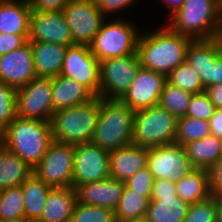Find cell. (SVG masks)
Here are the masks:
<instances>
[{"label": "cell", "mask_w": 222, "mask_h": 222, "mask_svg": "<svg viewBox=\"0 0 222 222\" xmlns=\"http://www.w3.org/2000/svg\"><path fill=\"white\" fill-rule=\"evenodd\" d=\"M192 40L173 32L166 24L158 30L140 33L136 51L141 67L168 76L185 62L186 50Z\"/></svg>", "instance_id": "6da1fadb"}, {"label": "cell", "mask_w": 222, "mask_h": 222, "mask_svg": "<svg viewBox=\"0 0 222 222\" xmlns=\"http://www.w3.org/2000/svg\"><path fill=\"white\" fill-rule=\"evenodd\" d=\"M50 122L16 116L0 132V143L34 169L52 142Z\"/></svg>", "instance_id": "7a4b0ae2"}, {"label": "cell", "mask_w": 222, "mask_h": 222, "mask_svg": "<svg viewBox=\"0 0 222 222\" xmlns=\"http://www.w3.org/2000/svg\"><path fill=\"white\" fill-rule=\"evenodd\" d=\"M134 113L120 99L100 97V113L91 143L108 152L132 144Z\"/></svg>", "instance_id": "3957f363"}, {"label": "cell", "mask_w": 222, "mask_h": 222, "mask_svg": "<svg viewBox=\"0 0 222 222\" xmlns=\"http://www.w3.org/2000/svg\"><path fill=\"white\" fill-rule=\"evenodd\" d=\"M99 113V96L89 102L55 111L50 121L52 140L73 146L91 142Z\"/></svg>", "instance_id": "277c9868"}, {"label": "cell", "mask_w": 222, "mask_h": 222, "mask_svg": "<svg viewBox=\"0 0 222 222\" xmlns=\"http://www.w3.org/2000/svg\"><path fill=\"white\" fill-rule=\"evenodd\" d=\"M166 25L175 33L193 40L222 36V21L216 9V0H184Z\"/></svg>", "instance_id": "5b68a950"}, {"label": "cell", "mask_w": 222, "mask_h": 222, "mask_svg": "<svg viewBox=\"0 0 222 222\" xmlns=\"http://www.w3.org/2000/svg\"><path fill=\"white\" fill-rule=\"evenodd\" d=\"M177 118L159 104L135 111L132 143L156 147L175 143Z\"/></svg>", "instance_id": "8992f818"}, {"label": "cell", "mask_w": 222, "mask_h": 222, "mask_svg": "<svg viewBox=\"0 0 222 222\" xmlns=\"http://www.w3.org/2000/svg\"><path fill=\"white\" fill-rule=\"evenodd\" d=\"M140 32L132 21L121 18L104 20L93 42L89 45L91 53L100 62L105 59L130 55L136 52Z\"/></svg>", "instance_id": "52a82bcc"}, {"label": "cell", "mask_w": 222, "mask_h": 222, "mask_svg": "<svg viewBox=\"0 0 222 222\" xmlns=\"http://www.w3.org/2000/svg\"><path fill=\"white\" fill-rule=\"evenodd\" d=\"M140 67L137 51L100 61L99 97L120 99L134 81Z\"/></svg>", "instance_id": "ba28073f"}, {"label": "cell", "mask_w": 222, "mask_h": 222, "mask_svg": "<svg viewBox=\"0 0 222 222\" xmlns=\"http://www.w3.org/2000/svg\"><path fill=\"white\" fill-rule=\"evenodd\" d=\"M16 109L19 117L50 122L55 112L52 105V78L36 77L17 89Z\"/></svg>", "instance_id": "9c48e42d"}, {"label": "cell", "mask_w": 222, "mask_h": 222, "mask_svg": "<svg viewBox=\"0 0 222 222\" xmlns=\"http://www.w3.org/2000/svg\"><path fill=\"white\" fill-rule=\"evenodd\" d=\"M74 146L52 141L33 173L51 187H72Z\"/></svg>", "instance_id": "30bf717a"}, {"label": "cell", "mask_w": 222, "mask_h": 222, "mask_svg": "<svg viewBox=\"0 0 222 222\" xmlns=\"http://www.w3.org/2000/svg\"><path fill=\"white\" fill-rule=\"evenodd\" d=\"M63 14L70 29L73 44L90 45L106 16L97 8L95 0H70Z\"/></svg>", "instance_id": "8fae6325"}, {"label": "cell", "mask_w": 222, "mask_h": 222, "mask_svg": "<svg viewBox=\"0 0 222 222\" xmlns=\"http://www.w3.org/2000/svg\"><path fill=\"white\" fill-rule=\"evenodd\" d=\"M61 75L83 84L95 96H99L100 62L84 44L67 46Z\"/></svg>", "instance_id": "7c38bea8"}, {"label": "cell", "mask_w": 222, "mask_h": 222, "mask_svg": "<svg viewBox=\"0 0 222 222\" xmlns=\"http://www.w3.org/2000/svg\"><path fill=\"white\" fill-rule=\"evenodd\" d=\"M155 180H180L195 169L181 144L171 143L148 148V164Z\"/></svg>", "instance_id": "4fadbf2b"}, {"label": "cell", "mask_w": 222, "mask_h": 222, "mask_svg": "<svg viewBox=\"0 0 222 222\" xmlns=\"http://www.w3.org/2000/svg\"><path fill=\"white\" fill-rule=\"evenodd\" d=\"M110 177L109 152L91 142L74 146L72 187Z\"/></svg>", "instance_id": "5bb4252c"}, {"label": "cell", "mask_w": 222, "mask_h": 222, "mask_svg": "<svg viewBox=\"0 0 222 222\" xmlns=\"http://www.w3.org/2000/svg\"><path fill=\"white\" fill-rule=\"evenodd\" d=\"M166 82V75L140 67L120 100L134 111L157 105Z\"/></svg>", "instance_id": "9a60e30c"}, {"label": "cell", "mask_w": 222, "mask_h": 222, "mask_svg": "<svg viewBox=\"0 0 222 222\" xmlns=\"http://www.w3.org/2000/svg\"><path fill=\"white\" fill-rule=\"evenodd\" d=\"M28 41L48 42L66 47L73 45L70 29L63 11H32Z\"/></svg>", "instance_id": "2e32d148"}, {"label": "cell", "mask_w": 222, "mask_h": 222, "mask_svg": "<svg viewBox=\"0 0 222 222\" xmlns=\"http://www.w3.org/2000/svg\"><path fill=\"white\" fill-rule=\"evenodd\" d=\"M36 78L31 44L0 56V80L17 90Z\"/></svg>", "instance_id": "e0dca14e"}, {"label": "cell", "mask_w": 222, "mask_h": 222, "mask_svg": "<svg viewBox=\"0 0 222 222\" xmlns=\"http://www.w3.org/2000/svg\"><path fill=\"white\" fill-rule=\"evenodd\" d=\"M221 50L222 36L192 40L187 47L185 61L197 72L205 89L214 85V67Z\"/></svg>", "instance_id": "ac0fdd59"}, {"label": "cell", "mask_w": 222, "mask_h": 222, "mask_svg": "<svg viewBox=\"0 0 222 222\" xmlns=\"http://www.w3.org/2000/svg\"><path fill=\"white\" fill-rule=\"evenodd\" d=\"M125 183L114 178L90 182L78 186L77 202L85 205L105 207L115 211L122 197Z\"/></svg>", "instance_id": "d6986e66"}, {"label": "cell", "mask_w": 222, "mask_h": 222, "mask_svg": "<svg viewBox=\"0 0 222 222\" xmlns=\"http://www.w3.org/2000/svg\"><path fill=\"white\" fill-rule=\"evenodd\" d=\"M148 164V148L130 144L109 152L110 178L125 182Z\"/></svg>", "instance_id": "ffe728a7"}, {"label": "cell", "mask_w": 222, "mask_h": 222, "mask_svg": "<svg viewBox=\"0 0 222 222\" xmlns=\"http://www.w3.org/2000/svg\"><path fill=\"white\" fill-rule=\"evenodd\" d=\"M95 95L83 84L61 74L52 78V105L54 111L89 102Z\"/></svg>", "instance_id": "44dd1931"}, {"label": "cell", "mask_w": 222, "mask_h": 222, "mask_svg": "<svg viewBox=\"0 0 222 222\" xmlns=\"http://www.w3.org/2000/svg\"><path fill=\"white\" fill-rule=\"evenodd\" d=\"M33 63L38 78H54L59 75L67 47L48 42H30Z\"/></svg>", "instance_id": "7402d4cb"}, {"label": "cell", "mask_w": 222, "mask_h": 222, "mask_svg": "<svg viewBox=\"0 0 222 222\" xmlns=\"http://www.w3.org/2000/svg\"><path fill=\"white\" fill-rule=\"evenodd\" d=\"M29 0H0V33L29 35Z\"/></svg>", "instance_id": "603a6c76"}, {"label": "cell", "mask_w": 222, "mask_h": 222, "mask_svg": "<svg viewBox=\"0 0 222 222\" xmlns=\"http://www.w3.org/2000/svg\"><path fill=\"white\" fill-rule=\"evenodd\" d=\"M76 202L77 195L73 187L52 188L37 222H70Z\"/></svg>", "instance_id": "cb8c5ba5"}, {"label": "cell", "mask_w": 222, "mask_h": 222, "mask_svg": "<svg viewBox=\"0 0 222 222\" xmlns=\"http://www.w3.org/2000/svg\"><path fill=\"white\" fill-rule=\"evenodd\" d=\"M189 204L178 195L151 197L144 220L146 222H182Z\"/></svg>", "instance_id": "d4e9b609"}, {"label": "cell", "mask_w": 222, "mask_h": 222, "mask_svg": "<svg viewBox=\"0 0 222 222\" xmlns=\"http://www.w3.org/2000/svg\"><path fill=\"white\" fill-rule=\"evenodd\" d=\"M194 168L208 170L222 156V139L215 135L183 145Z\"/></svg>", "instance_id": "484cf974"}, {"label": "cell", "mask_w": 222, "mask_h": 222, "mask_svg": "<svg viewBox=\"0 0 222 222\" xmlns=\"http://www.w3.org/2000/svg\"><path fill=\"white\" fill-rule=\"evenodd\" d=\"M33 169L0 143V191L21 186Z\"/></svg>", "instance_id": "4316f807"}, {"label": "cell", "mask_w": 222, "mask_h": 222, "mask_svg": "<svg viewBox=\"0 0 222 222\" xmlns=\"http://www.w3.org/2000/svg\"><path fill=\"white\" fill-rule=\"evenodd\" d=\"M24 196L25 218L37 222L43 213L45 202L53 188L32 173L21 185Z\"/></svg>", "instance_id": "83f0119b"}, {"label": "cell", "mask_w": 222, "mask_h": 222, "mask_svg": "<svg viewBox=\"0 0 222 222\" xmlns=\"http://www.w3.org/2000/svg\"><path fill=\"white\" fill-rule=\"evenodd\" d=\"M177 195L189 205L207 200L210 195L208 171L193 169L180 180L175 181Z\"/></svg>", "instance_id": "f1b7e54d"}, {"label": "cell", "mask_w": 222, "mask_h": 222, "mask_svg": "<svg viewBox=\"0 0 222 222\" xmlns=\"http://www.w3.org/2000/svg\"><path fill=\"white\" fill-rule=\"evenodd\" d=\"M149 201L147 197L125 186L119 205L115 209L116 221L124 222L144 219Z\"/></svg>", "instance_id": "f546056e"}, {"label": "cell", "mask_w": 222, "mask_h": 222, "mask_svg": "<svg viewBox=\"0 0 222 222\" xmlns=\"http://www.w3.org/2000/svg\"><path fill=\"white\" fill-rule=\"evenodd\" d=\"M191 96V93L173 86L167 81L158 104L178 119L186 116Z\"/></svg>", "instance_id": "4dcf8cb0"}, {"label": "cell", "mask_w": 222, "mask_h": 222, "mask_svg": "<svg viewBox=\"0 0 222 222\" xmlns=\"http://www.w3.org/2000/svg\"><path fill=\"white\" fill-rule=\"evenodd\" d=\"M209 135H211V131L208 120H199L189 116L177 119L175 143L183 146Z\"/></svg>", "instance_id": "1f68e13d"}, {"label": "cell", "mask_w": 222, "mask_h": 222, "mask_svg": "<svg viewBox=\"0 0 222 222\" xmlns=\"http://www.w3.org/2000/svg\"><path fill=\"white\" fill-rule=\"evenodd\" d=\"M25 218L22 187H11L0 191V220Z\"/></svg>", "instance_id": "d6a6232c"}, {"label": "cell", "mask_w": 222, "mask_h": 222, "mask_svg": "<svg viewBox=\"0 0 222 222\" xmlns=\"http://www.w3.org/2000/svg\"><path fill=\"white\" fill-rule=\"evenodd\" d=\"M167 81L173 86L191 94L205 91L197 72L185 61L175 68L168 76Z\"/></svg>", "instance_id": "836d02e7"}, {"label": "cell", "mask_w": 222, "mask_h": 222, "mask_svg": "<svg viewBox=\"0 0 222 222\" xmlns=\"http://www.w3.org/2000/svg\"><path fill=\"white\" fill-rule=\"evenodd\" d=\"M70 222H117L115 211L76 202Z\"/></svg>", "instance_id": "e575fe53"}, {"label": "cell", "mask_w": 222, "mask_h": 222, "mask_svg": "<svg viewBox=\"0 0 222 222\" xmlns=\"http://www.w3.org/2000/svg\"><path fill=\"white\" fill-rule=\"evenodd\" d=\"M16 116V90L0 80V132Z\"/></svg>", "instance_id": "d590c367"}, {"label": "cell", "mask_w": 222, "mask_h": 222, "mask_svg": "<svg viewBox=\"0 0 222 222\" xmlns=\"http://www.w3.org/2000/svg\"><path fill=\"white\" fill-rule=\"evenodd\" d=\"M182 222H216V197L190 204Z\"/></svg>", "instance_id": "8d00e7d4"}, {"label": "cell", "mask_w": 222, "mask_h": 222, "mask_svg": "<svg viewBox=\"0 0 222 222\" xmlns=\"http://www.w3.org/2000/svg\"><path fill=\"white\" fill-rule=\"evenodd\" d=\"M215 110L216 107L211 103L208 94L204 91L192 94L186 116L209 121Z\"/></svg>", "instance_id": "74e56055"}, {"label": "cell", "mask_w": 222, "mask_h": 222, "mask_svg": "<svg viewBox=\"0 0 222 222\" xmlns=\"http://www.w3.org/2000/svg\"><path fill=\"white\" fill-rule=\"evenodd\" d=\"M154 177L148 167L137 171L131 178L125 181V186L138 194L151 199Z\"/></svg>", "instance_id": "f35d334b"}, {"label": "cell", "mask_w": 222, "mask_h": 222, "mask_svg": "<svg viewBox=\"0 0 222 222\" xmlns=\"http://www.w3.org/2000/svg\"><path fill=\"white\" fill-rule=\"evenodd\" d=\"M29 35L0 33V56L26 45Z\"/></svg>", "instance_id": "ab89813d"}, {"label": "cell", "mask_w": 222, "mask_h": 222, "mask_svg": "<svg viewBox=\"0 0 222 222\" xmlns=\"http://www.w3.org/2000/svg\"><path fill=\"white\" fill-rule=\"evenodd\" d=\"M211 196L222 195V156L207 170Z\"/></svg>", "instance_id": "60d3db41"}, {"label": "cell", "mask_w": 222, "mask_h": 222, "mask_svg": "<svg viewBox=\"0 0 222 222\" xmlns=\"http://www.w3.org/2000/svg\"><path fill=\"white\" fill-rule=\"evenodd\" d=\"M136 0H95L97 8L105 16L132 6ZM109 13V14H108Z\"/></svg>", "instance_id": "b9f144b4"}, {"label": "cell", "mask_w": 222, "mask_h": 222, "mask_svg": "<svg viewBox=\"0 0 222 222\" xmlns=\"http://www.w3.org/2000/svg\"><path fill=\"white\" fill-rule=\"evenodd\" d=\"M70 0H29L32 11L56 12L63 11Z\"/></svg>", "instance_id": "7bdbcfd3"}, {"label": "cell", "mask_w": 222, "mask_h": 222, "mask_svg": "<svg viewBox=\"0 0 222 222\" xmlns=\"http://www.w3.org/2000/svg\"><path fill=\"white\" fill-rule=\"evenodd\" d=\"M177 195L175 181L158 179L154 181L151 197H167Z\"/></svg>", "instance_id": "ee69618b"}, {"label": "cell", "mask_w": 222, "mask_h": 222, "mask_svg": "<svg viewBox=\"0 0 222 222\" xmlns=\"http://www.w3.org/2000/svg\"><path fill=\"white\" fill-rule=\"evenodd\" d=\"M209 126L211 135L222 139V108H216L214 115L210 118Z\"/></svg>", "instance_id": "f6af8a7d"}, {"label": "cell", "mask_w": 222, "mask_h": 222, "mask_svg": "<svg viewBox=\"0 0 222 222\" xmlns=\"http://www.w3.org/2000/svg\"><path fill=\"white\" fill-rule=\"evenodd\" d=\"M205 92L216 108H222V84L210 85L205 89Z\"/></svg>", "instance_id": "bcb514c9"}, {"label": "cell", "mask_w": 222, "mask_h": 222, "mask_svg": "<svg viewBox=\"0 0 222 222\" xmlns=\"http://www.w3.org/2000/svg\"><path fill=\"white\" fill-rule=\"evenodd\" d=\"M222 84V50L217 54V64L214 67V85Z\"/></svg>", "instance_id": "7dc6e473"}, {"label": "cell", "mask_w": 222, "mask_h": 222, "mask_svg": "<svg viewBox=\"0 0 222 222\" xmlns=\"http://www.w3.org/2000/svg\"><path fill=\"white\" fill-rule=\"evenodd\" d=\"M170 9L168 18L184 5V0H161Z\"/></svg>", "instance_id": "c3c4849f"}, {"label": "cell", "mask_w": 222, "mask_h": 222, "mask_svg": "<svg viewBox=\"0 0 222 222\" xmlns=\"http://www.w3.org/2000/svg\"><path fill=\"white\" fill-rule=\"evenodd\" d=\"M216 222H222V195L216 197Z\"/></svg>", "instance_id": "681fc988"}, {"label": "cell", "mask_w": 222, "mask_h": 222, "mask_svg": "<svg viewBox=\"0 0 222 222\" xmlns=\"http://www.w3.org/2000/svg\"><path fill=\"white\" fill-rule=\"evenodd\" d=\"M216 9L222 21V0H216Z\"/></svg>", "instance_id": "f907efd6"}, {"label": "cell", "mask_w": 222, "mask_h": 222, "mask_svg": "<svg viewBox=\"0 0 222 222\" xmlns=\"http://www.w3.org/2000/svg\"><path fill=\"white\" fill-rule=\"evenodd\" d=\"M0 222H32V221H29L26 218H20V219H12V220H0Z\"/></svg>", "instance_id": "816d5d0a"}, {"label": "cell", "mask_w": 222, "mask_h": 222, "mask_svg": "<svg viewBox=\"0 0 222 222\" xmlns=\"http://www.w3.org/2000/svg\"><path fill=\"white\" fill-rule=\"evenodd\" d=\"M124 222H146V221L144 219H142V220L124 221Z\"/></svg>", "instance_id": "f5cc1de1"}]
</instances>
